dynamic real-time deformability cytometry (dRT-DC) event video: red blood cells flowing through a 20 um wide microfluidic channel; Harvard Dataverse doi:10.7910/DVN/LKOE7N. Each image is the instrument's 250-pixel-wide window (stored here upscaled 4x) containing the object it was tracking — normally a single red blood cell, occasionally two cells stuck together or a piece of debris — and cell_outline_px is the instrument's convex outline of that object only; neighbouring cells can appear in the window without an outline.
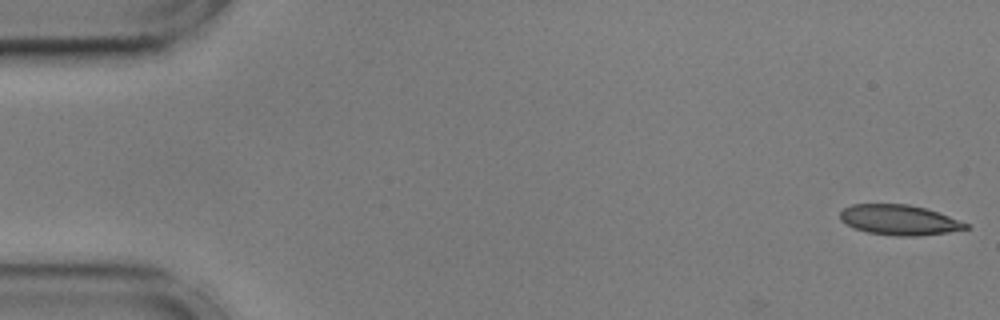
{"species": "common noctule bat (a hibernating species)", "species_latin": "Nyctalus noctula", "temperature_condition": "cold", "stored_images_in_passage": 5, "camera_frame_rate_fps": 3000, "um_per_image_px": 0.085, "animal": {"sex": "male", "body_mass_g": 17.9, "forearm_length_mm": 54.2}, "frame": {"image": 1, "passage_image": 1, "time_ms": 0.0, "image_size_px": [1000, 320], "cell_outline_px": [[972, 228], [948, 232], [920, 236], [896, 236], [868, 232], [852, 228], [840, 220], [840, 212], [844, 208], [852, 204], [908, 204], [924, 208], [948, 216], [968, 224]], "centroid_in_image_um": [76.41, 18.7], "position_along_channel_um": 8.6, "area_um2": 22.08}}